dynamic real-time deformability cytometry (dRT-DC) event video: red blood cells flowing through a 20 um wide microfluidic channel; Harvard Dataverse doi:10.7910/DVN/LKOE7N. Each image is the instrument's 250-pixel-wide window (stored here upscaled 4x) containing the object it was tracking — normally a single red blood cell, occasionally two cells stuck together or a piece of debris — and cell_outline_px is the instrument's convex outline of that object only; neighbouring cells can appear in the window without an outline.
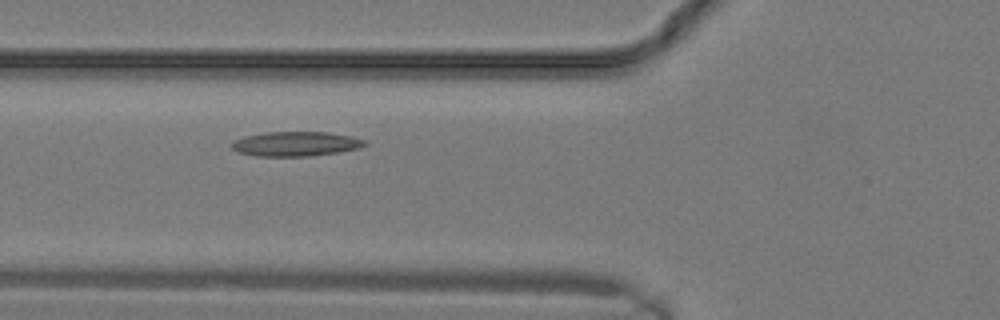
{"species": "common noctule bat (a hibernating species)", "species_latin": "Nyctalus noctula", "temperature_condition": "warm", "stored_images_in_passage": 11, "camera_frame_rate_fps": 3000, "um_per_image_px": 0.085, "animal": {"sex": "male", "body_mass_g": 19.2, "forearm_length_mm": 51.8}, "frame": {"image": 1, "passage_image": 8, "time_ms": 2.333, "image_size_px": [1000, 320], "cell_outline_px": [[368, 144], [360, 148], [340, 152], [308, 156], [256, 156], [236, 152], [228, 144], [232, 140], [244, 136], [268, 132], [324, 132], [352, 136], [368, 140]], "centroid_in_image_um": [25.13, 12.23], "position_along_channel_um": 100.7, "area_um2": 19.36}}
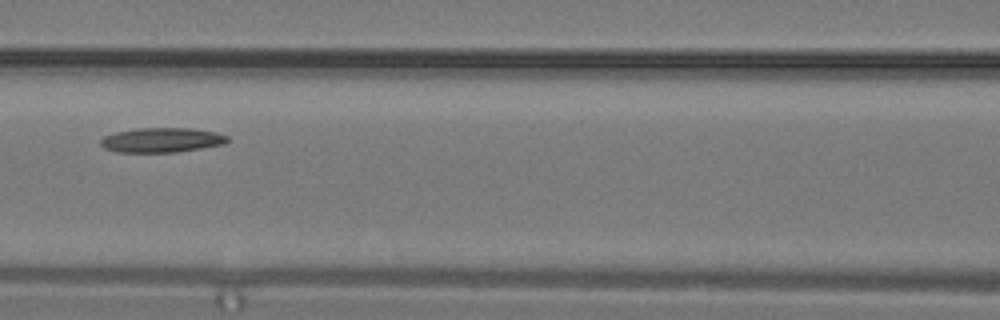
{"frame": {"image": 2, "passage_image": 10, "time_ms": 3.0, "image_size_px": [1000, 320], "cell_outline_px": [[232, 140], [224, 144], [176, 152], [116, 152], [104, 148], [100, 144], [100, 140], [104, 136], [116, 132], [136, 128], [192, 128], [216, 132], [228, 136]], "centroid_in_image_um": [13.76, 11.9], "position_along_channel_um": 152.8, "area_um2": 18.32}}